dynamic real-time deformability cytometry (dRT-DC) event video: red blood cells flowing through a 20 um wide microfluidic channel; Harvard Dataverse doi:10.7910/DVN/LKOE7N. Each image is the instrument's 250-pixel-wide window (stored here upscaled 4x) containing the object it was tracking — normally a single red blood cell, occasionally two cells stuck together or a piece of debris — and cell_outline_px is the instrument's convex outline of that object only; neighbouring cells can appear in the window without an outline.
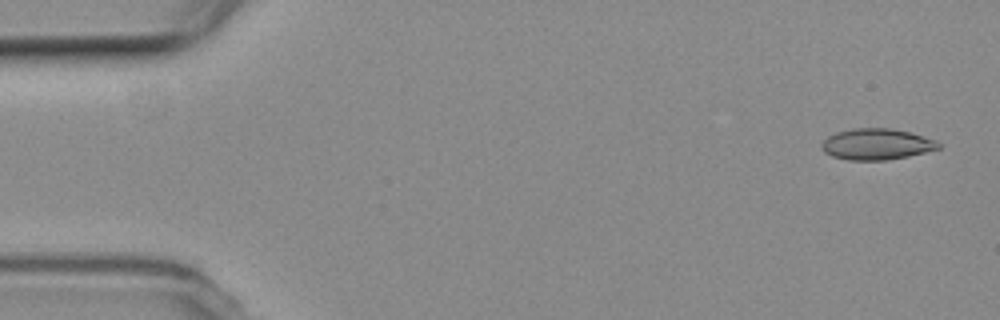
{"species": "common noctule bat (a hibernating species)", "species_latin": "Nyctalus noctula", "temperature_condition": "room temperature", "stored_images_in_passage": 5, "camera_frame_rate_fps": 3000, "um_per_image_px": 0.085, "animal": {"sex": "female", "body_mass_g": 19.3, "forearm_length_mm": 54.1}, "frame": {"image": 1, "passage_image": 1, "time_ms": 0.0, "image_size_px": [1000, 320], "cell_outline_px": [[940, 148], [908, 156], [888, 160], [848, 160], [832, 156], [824, 152], [820, 144], [828, 136], [836, 132], [852, 128], [892, 128], [912, 132], [936, 140], [940, 144]], "centroid_in_image_um": [74.51, 12.25], "position_along_channel_um": 10.5, "area_um2": 21.33}}
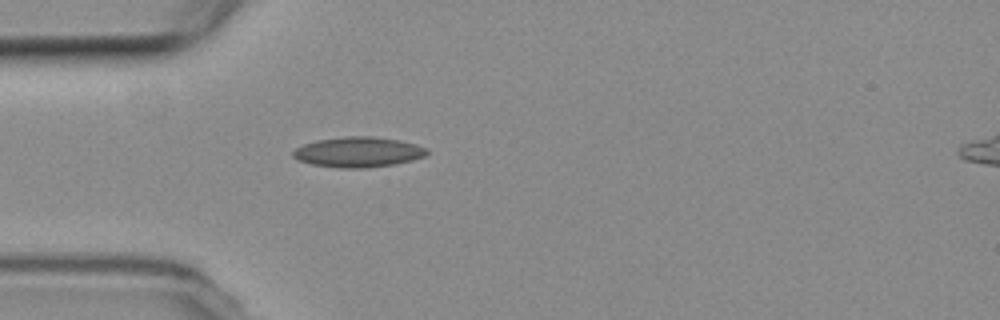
{"frame": {"image": 2, "passage_image": 5, "time_ms": 4.667, "image_size_px": [1000, 320], "cell_outline_px": [[428, 152], [424, 156], [412, 160], [392, 164], [368, 168], [340, 168], [312, 164], [300, 160], [292, 156], [292, 152], [296, 148], [304, 144], [316, 140], [344, 136], [372, 136], [396, 140], [416, 144], [428, 148]], "centroid_in_image_um": [30.44, 12.92], "position_along_channel_um": 54.6, "area_um2": 23.47}}